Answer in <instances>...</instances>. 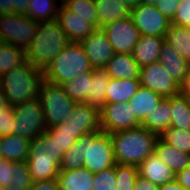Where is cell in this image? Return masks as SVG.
Instances as JSON below:
<instances>
[{
  "label": "cell",
  "mask_w": 190,
  "mask_h": 190,
  "mask_svg": "<svg viewBox=\"0 0 190 190\" xmlns=\"http://www.w3.org/2000/svg\"><path fill=\"white\" fill-rule=\"evenodd\" d=\"M109 135L116 163L135 166L154 153L159 138L158 134L141 126Z\"/></svg>",
  "instance_id": "obj_1"
},
{
  "label": "cell",
  "mask_w": 190,
  "mask_h": 190,
  "mask_svg": "<svg viewBox=\"0 0 190 190\" xmlns=\"http://www.w3.org/2000/svg\"><path fill=\"white\" fill-rule=\"evenodd\" d=\"M70 42L57 20L39 22L37 34L26 50L27 61L44 72Z\"/></svg>",
  "instance_id": "obj_2"
},
{
  "label": "cell",
  "mask_w": 190,
  "mask_h": 190,
  "mask_svg": "<svg viewBox=\"0 0 190 190\" xmlns=\"http://www.w3.org/2000/svg\"><path fill=\"white\" fill-rule=\"evenodd\" d=\"M63 154L47 131L31 140L26 162L32 182L57 179Z\"/></svg>",
  "instance_id": "obj_3"
},
{
  "label": "cell",
  "mask_w": 190,
  "mask_h": 190,
  "mask_svg": "<svg viewBox=\"0 0 190 190\" xmlns=\"http://www.w3.org/2000/svg\"><path fill=\"white\" fill-rule=\"evenodd\" d=\"M44 80L43 71L33 67L28 61L0 77V86L9 105L39 98Z\"/></svg>",
  "instance_id": "obj_4"
},
{
  "label": "cell",
  "mask_w": 190,
  "mask_h": 190,
  "mask_svg": "<svg viewBox=\"0 0 190 190\" xmlns=\"http://www.w3.org/2000/svg\"><path fill=\"white\" fill-rule=\"evenodd\" d=\"M80 42H70L53 59L43 72L44 80L61 85L67 80L74 79L77 75L93 71Z\"/></svg>",
  "instance_id": "obj_5"
},
{
  "label": "cell",
  "mask_w": 190,
  "mask_h": 190,
  "mask_svg": "<svg viewBox=\"0 0 190 190\" xmlns=\"http://www.w3.org/2000/svg\"><path fill=\"white\" fill-rule=\"evenodd\" d=\"M77 141L81 145L83 167L93 174L115 166L113 145L108 133L92 131L81 135Z\"/></svg>",
  "instance_id": "obj_6"
},
{
  "label": "cell",
  "mask_w": 190,
  "mask_h": 190,
  "mask_svg": "<svg viewBox=\"0 0 190 190\" xmlns=\"http://www.w3.org/2000/svg\"><path fill=\"white\" fill-rule=\"evenodd\" d=\"M39 100L46 129L64 122L77 103L64 92L61 85L46 80L42 82Z\"/></svg>",
  "instance_id": "obj_7"
},
{
  "label": "cell",
  "mask_w": 190,
  "mask_h": 190,
  "mask_svg": "<svg viewBox=\"0 0 190 190\" xmlns=\"http://www.w3.org/2000/svg\"><path fill=\"white\" fill-rule=\"evenodd\" d=\"M43 108L39 98L14 105L13 134L29 141L46 131Z\"/></svg>",
  "instance_id": "obj_8"
},
{
  "label": "cell",
  "mask_w": 190,
  "mask_h": 190,
  "mask_svg": "<svg viewBox=\"0 0 190 190\" xmlns=\"http://www.w3.org/2000/svg\"><path fill=\"white\" fill-rule=\"evenodd\" d=\"M38 23L24 14H3L0 15V34L5 43L26 51L37 34Z\"/></svg>",
  "instance_id": "obj_9"
},
{
  "label": "cell",
  "mask_w": 190,
  "mask_h": 190,
  "mask_svg": "<svg viewBox=\"0 0 190 190\" xmlns=\"http://www.w3.org/2000/svg\"><path fill=\"white\" fill-rule=\"evenodd\" d=\"M129 102L106 103L100 110L101 130L108 134L141 126Z\"/></svg>",
  "instance_id": "obj_10"
},
{
  "label": "cell",
  "mask_w": 190,
  "mask_h": 190,
  "mask_svg": "<svg viewBox=\"0 0 190 190\" xmlns=\"http://www.w3.org/2000/svg\"><path fill=\"white\" fill-rule=\"evenodd\" d=\"M54 127L56 129H69L78 138L83 134L101 130L100 110L84 102L76 103L64 122Z\"/></svg>",
  "instance_id": "obj_11"
},
{
  "label": "cell",
  "mask_w": 190,
  "mask_h": 190,
  "mask_svg": "<svg viewBox=\"0 0 190 190\" xmlns=\"http://www.w3.org/2000/svg\"><path fill=\"white\" fill-rule=\"evenodd\" d=\"M130 17L140 35L165 37L171 20L162 15L155 6L140 4L131 9Z\"/></svg>",
  "instance_id": "obj_12"
},
{
  "label": "cell",
  "mask_w": 190,
  "mask_h": 190,
  "mask_svg": "<svg viewBox=\"0 0 190 190\" xmlns=\"http://www.w3.org/2000/svg\"><path fill=\"white\" fill-rule=\"evenodd\" d=\"M115 53H132L140 33L130 16L102 27Z\"/></svg>",
  "instance_id": "obj_13"
},
{
  "label": "cell",
  "mask_w": 190,
  "mask_h": 190,
  "mask_svg": "<svg viewBox=\"0 0 190 190\" xmlns=\"http://www.w3.org/2000/svg\"><path fill=\"white\" fill-rule=\"evenodd\" d=\"M139 82L141 86L162 95L164 98L179 93V85L172 79L159 60L140 68Z\"/></svg>",
  "instance_id": "obj_14"
},
{
  "label": "cell",
  "mask_w": 190,
  "mask_h": 190,
  "mask_svg": "<svg viewBox=\"0 0 190 190\" xmlns=\"http://www.w3.org/2000/svg\"><path fill=\"white\" fill-rule=\"evenodd\" d=\"M80 44L94 69H103L115 54L102 28H96Z\"/></svg>",
  "instance_id": "obj_15"
},
{
  "label": "cell",
  "mask_w": 190,
  "mask_h": 190,
  "mask_svg": "<svg viewBox=\"0 0 190 190\" xmlns=\"http://www.w3.org/2000/svg\"><path fill=\"white\" fill-rule=\"evenodd\" d=\"M56 20L71 42H80L97 28L93 23L88 22L87 18L76 15L63 3L59 6Z\"/></svg>",
  "instance_id": "obj_16"
},
{
  "label": "cell",
  "mask_w": 190,
  "mask_h": 190,
  "mask_svg": "<svg viewBox=\"0 0 190 190\" xmlns=\"http://www.w3.org/2000/svg\"><path fill=\"white\" fill-rule=\"evenodd\" d=\"M164 42V37L140 35L139 40L131 53L140 68L159 60Z\"/></svg>",
  "instance_id": "obj_17"
},
{
  "label": "cell",
  "mask_w": 190,
  "mask_h": 190,
  "mask_svg": "<svg viewBox=\"0 0 190 190\" xmlns=\"http://www.w3.org/2000/svg\"><path fill=\"white\" fill-rule=\"evenodd\" d=\"M138 174L158 186L175 180V173L154 153L138 165Z\"/></svg>",
  "instance_id": "obj_18"
},
{
  "label": "cell",
  "mask_w": 190,
  "mask_h": 190,
  "mask_svg": "<svg viewBox=\"0 0 190 190\" xmlns=\"http://www.w3.org/2000/svg\"><path fill=\"white\" fill-rule=\"evenodd\" d=\"M103 69L113 79H139L140 66L131 53H115Z\"/></svg>",
  "instance_id": "obj_19"
},
{
  "label": "cell",
  "mask_w": 190,
  "mask_h": 190,
  "mask_svg": "<svg viewBox=\"0 0 190 190\" xmlns=\"http://www.w3.org/2000/svg\"><path fill=\"white\" fill-rule=\"evenodd\" d=\"M159 61L178 85L183 82L190 69V62L185 60L173 47L165 42L162 45Z\"/></svg>",
  "instance_id": "obj_20"
},
{
  "label": "cell",
  "mask_w": 190,
  "mask_h": 190,
  "mask_svg": "<svg viewBox=\"0 0 190 190\" xmlns=\"http://www.w3.org/2000/svg\"><path fill=\"white\" fill-rule=\"evenodd\" d=\"M57 182L59 190H92L94 174L85 167L60 171L57 176Z\"/></svg>",
  "instance_id": "obj_21"
},
{
  "label": "cell",
  "mask_w": 190,
  "mask_h": 190,
  "mask_svg": "<svg viewBox=\"0 0 190 190\" xmlns=\"http://www.w3.org/2000/svg\"><path fill=\"white\" fill-rule=\"evenodd\" d=\"M98 16V28L130 16L131 9L122 0H94Z\"/></svg>",
  "instance_id": "obj_22"
},
{
  "label": "cell",
  "mask_w": 190,
  "mask_h": 190,
  "mask_svg": "<svg viewBox=\"0 0 190 190\" xmlns=\"http://www.w3.org/2000/svg\"><path fill=\"white\" fill-rule=\"evenodd\" d=\"M163 98L162 95L140 85L136 93L128 102L137 120L141 123L145 116L150 115Z\"/></svg>",
  "instance_id": "obj_23"
},
{
  "label": "cell",
  "mask_w": 190,
  "mask_h": 190,
  "mask_svg": "<svg viewBox=\"0 0 190 190\" xmlns=\"http://www.w3.org/2000/svg\"><path fill=\"white\" fill-rule=\"evenodd\" d=\"M31 141L16 134L0 136L3 159L12 162L27 161Z\"/></svg>",
  "instance_id": "obj_24"
},
{
  "label": "cell",
  "mask_w": 190,
  "mask_h": 190,
  "mask_svg": "<svg viewBox=\"0 0 190 190\" xmlns=\"http://www.w3.org/2000/svg\"><path fill=\"white\" fill-rule=\"evenodd\" d=\"M154 154L174 173L185 169L190 164V154L178 151L160 137L156 141Z\"/></svg>",
  "instance_id": "obj_25"
},
{
  "label": "cell",
  "mask_w": 190,
  "mask_h": 190,
  "mask_svg": "<svg viewBox=\"0 0 190 190\" xmlns=\"http://www.w3.org/2000/svg\"><path fill=\"white\" fill-rule=\"evenodd\" d=\"M170 119V97H165L150 115L145 116L144 120L141 122V127L160 136L168 127H170Z\"/></svg>",
  "instance_id": "obj_26"
},
{
  "label": "cell",
  "mask_w": 190,
  "mask_h": 190,
  "mask_svg": "<svg viewBox=\"0 0 190 190\" xmlns=\"http://www.w3.org/2000/svg\"><path fill=\"white\" fill-rule=\"evenodd\" d=\"M140 86L139 79L110 78L106 92V103L128 102Z\"/></svg>",
  "instance_id": "obj_27"
},
{
  "label": "cell",
  "mask_w": 190,
  "mask_h": 190,
  "mask_svg": "<svg viewBox=\"0 0 190 190\" xmlns=\"http://www.w3.org/2000/svg\"><path fill=\"white\" fill-rule=\"evenodd\" d=\"M110 77L104 69H94L90 82V95L86 98V103L101 110L106 104V92Z\"/></svg>",
  "instance_id": "obj_28"
},
{
  "label": "cell",
  "mask_w": 190,
  "mask_h": 190,
  "mask_svg": "<svg viewBox=\"0 0 190 190\" xmlns=\"http://www.w3.org/2000/svg\"><path fill=\"white\" fill-rule=\"evenodd\" d=\"M164 38L165 43L190 62V28L171 23Z\"/></svg>",
  "instance_id": "obj_29"
},
{
  "label": "cell",
  "mask_w": 190,
  "mask_h": 190,
  "mask_svg": "<svg viewBox=\"0 0 190 190\" xmlns=\"http://www.w3.org/2000/svg\"><path fill=\"white\" fill-rule=\"evenodd\" d=\"M170 127L190 130V106L186 96L178 93L170 96Z\"/></svg>",
  "instance_id": "obj_30"
},
{
  "label": "cell",
  "mask_w": 190,
  "mask_h": 190,
  "mask_svg": "<svg viewBox=\"0 0 190 190\" xmlns=\"http://www.w3.org/2000/svg\"><path fill=\"white\" fill-rule=\"evenodd\" d=\"M92 71L81 73L74 79L67 80L61 84L64 92L77 103H86V98L90 95V82Z\"/></svg>",
  "instance_id": "obj_31"
},
{
  "label": "cell",
  "mask_w": 190,
  "mask_h": 190,
  "mask_svg": "<svg viewBox=\"0 0 190 190\" xmlns=\"http://www.w3.org/2000/svg\"><path fill=\"white\" fill-rule=\"evenodd\" d=\"M60 4V0H30L26 15L37 22L56 20Z\"/></svg>",
  "instance_id": "obj_32"
},
{
  "label": "cell",
  "mask_w": 190,
  "mask_h": 190,
  "mask_svg": "<svg viewBox=\"0 0 190 190\" xmlns=\"http://www.w3.org/2000/svg\"><path fill=\"white\" fill-rule=\"evenodd\" d=\"M27 62L26 51L4 43L0 46V77Z\"/></svg>",
  "instance_id": "obj_33"
},
{
  "label": "cell",
  "mask_w": 190,
  "mask_h": 190,
  "mask_svg": "<svg viewBox=\"0 0 190 190\" xmlns=\"http://www.w3.org/2000/svg\"><path fill=\"white\" fill-rule=\"evenodd\" d=\"M32 184L26 161L12 162L11 183L3 190H30Z\"/></svg>",
  "instance_id": "obj_34"
},
{
  "label": "cell",
  "mask_w": 190,
  "mask_h": 190,
  "mask_svg": "<svg viewBox=\"0 0 190 190\" xmlns=\"http://www.w3.org/2000/svg\"><path fill=\"white\" fill-rule=\"evenodd\" d=\"M159 137L178 151L190 154V130L168 127Z\"/></svg>",
  "instance_id": "obj_35"
},
{
  "label": "cell",
  "mask_w": 190,
  "mask_h": 190,
  "mask_svg": "<svg viewBox=\"0 0 190 190\" xmlns=\"http://www.w3.org/2000/svg\"><path fill=\"white\" fill-rule=\"evenodd\" d=\"M69 10L82 18H87L88 22L93 23L98 28V16L94 0H62Z\"/></svg>",
  "instance_id": "obj_36"
},
{
  "label": "cell",
  "mask_w": 190,
  "mask_h": 190,
  "mask_svg": "<svg viewBox=\"0 0 190 190\" xmlns=\"http://www.w3.org/2000/svg\"><path fill=\"white\" fill-rule=\"evenodd\" d=\"M138 175V166L116 163L117 190H133Z\"/></svg>",
  "instance_id": "obj_37"
},
{
  "label": "cell",
  "mask_w": 190,
  "mask_h": 190,
  "mask_svg": "<svg viewBox=\"0 0 190 190\" xmlns=\"http://www.w3.org/2000/svg\"><path fill=\"white\" fill-rule=\"evenodd\" d=\"M81 145L76 141L66 152H64L59 170L69 171L83 167Z\"/></svg>",
  "instance_id": "obj_38"
},
{
  "label": "cell",
  "mask_w": 190,
  "mask_h": 190,
  "mask_svg": "<svg viewBox=\"0 0 190 190\" xmlns=\"http://www.w3.org/2000/svg\"><path fill=\"white\" fill-rule=\"evenodd\" d=\"M115 166L94 174L92 190H117Z\"/></svg>",
  "instance_id": "obj_39"
},
{
  "label": "cell",
  "mask_w": 190,
  "mask_h": 190,
  "mask_svg": "<svg viewBox=\"0 0 190 190\" xmlns=\"http://www.w3.org/2000/svg\"><path fill=\"white\" fill-rule=\"evenodd\" d=\"M46 131L56 140L59 150L66 152L77 140L74 132L69 129H56L54 126L49 127Z\"/></svg>",
  "instance_id": "obj_40"
},
{
  "label": "cell",
  "mask_w": 190,
  "mask_h": 190,
  "mask_svg": "<svg viewBox=\"0 0 190 190\" xmlns=\"http://www.w3.org/2000/svg\"><path fill=\"white\" fill-rule=\"evenodd\" d=\"M30 0H0V15L18 13L27 14Z\"/></svg>",
  "instance_id": "obj_41"
},
{
  "label": "cell",
  "mask_w": 190,
  "mask_h": 190,
  "mask_svg": "<svg viewBox=\"0 0 190 190\" xmlns=\"http://www.w3.org/2000/svg\"><path fill=\"white\" fill-rule=\"evenodd\" d=\"M13 105H7L5 108L0 109V136L13 134Z\"/></svg>",
  "instance_id": "obj_42"
},
{
  "label": "cell",
  "mask_w": 190,
  "mask_h": 190,
  "mask_svg": "<svg viewBox=\"0 0 190 190\" xmlns=\"http://www.w3.org/2000/svg\"><path fill=\"white\" fill-rule=\"evenodd\" d=\"M171 23L190 28V0H181Z\"/></svg>",
  "instance_id": "obj_43"
},
{
  "label": "cell",
  "mask_w": 190,
  "mask_h": 190,
  "mask_svg": "<svg viewBox=\"0 0 190 190\" xmlns=\"http://www.w3.org/2000/svg\"><path fill=\"white\" fill-rule=\"evenodd\" d=\"M180 3L181 0H159L155 7L162 15L172 20Z\"/></svg>",
  "instance_id": "obj_44"
},
{
  "label": "cell",
  "mask_w": 190,
  "mask_h": 190,
  "mask_svg": "<svg viewBox=\"0 0 190 190\" xmlns=\"http://www.w3.org/2000/svg\"><path fill=\"white\" fill-rule=\"evenodd\" d=\"M12 161L0 160V187H7L11 183Z\"/></svg>",
  "instance_id": "obj_45"
},
{
  "label": "cell",
  "mask_w": 190,
  "mask_h": 190,
  "mask_svg": "<svg viewBox=\"0 0 190 190\" xmlns=\"http://www.w3.org/2000/svg\"><path fill=\"white\" fill-rule=\"evenodd\" d=\"M30 190H59L57 179L32 182Z\"/></svg>",
  "instance_id": "obj_46"
},
{
  "label": "cell",
  "mask_w": 190,
  "mask_h": 190,
  "mask_svg": "<svg viewBox=\"0 0 190 190\" xmlns=\"http://www.w3.org/2000/svg\"><path fill=\"white\" fill-rule=\"evenodd\" d=\"M175 181L186 190H190V164L185 169L175 173Z\"/></svg>",
  "instance_id": "obj_47"
},
{
  "label": "cell",
  "mask_w": 190,
  "mask_h": 190,
  "mask_svg": "<svg viewBox=\"0 0 190 190\" xmlns=\"http://www.w3.org/2000/svg\"><path fill=\"white\" fill-rule=\"evenodd\" d=\"M133 190H159V186L138 175Z\"/></svg>",
  "instance_id": "obj_48"
},
{
  "label": "cell",
  "mask_w": 190,
  "mask_h": 190,
  "mask_svg": "<svg viewBox=\"0 0 190 190\" xmlns=\"http://www.w3.org/2000/svg\"><path fill=\"white\" fill-rule=\"evenodd\" d=\"M179 93L182 95H190V69L184 77L183 82L179 85Z\"/></svg>",
  "instance_id": "obj_49"
},
{
  "label": "cell",
  "mask_w": 190,
  "mask_h": 190,
  "mask_svg": "<svg viewBox=\"0 0 190 190\" xmlns=\"http://www.w3.org/2000/svg\"><path fill=\"white\" fill-rule=\"evenodd\" d=\"M159 190H186V189L174 180L172 182L159 186Z\"/></svg>",
  "instance_id": "obj_50"
},
{
  "label": "cell",
  "mask_w": 190,
  "mask_h": 190,
  "mask_svg": "<svg viewBox=\"0 0 190 190\" xmlns=\"http://www.w3.org/2000/svg\"><path fill=\"white\" fill-rule=\"evenodd\" d=\"M8 105L7 98L4 94V91L2 90L0 86V109L5 108Z\"/></svg>",
  "instance_id": "obj_51"
},
{
  "label": "cell",
  "mask_w": 190,
  "mask_h": 190,
  "mask_svg": "<svg viewBox=\"0 0 190 190\" xmlns=\"http://www.w3.org/2000/svg\"><path fill=\"white\" fill-rule=\"evenodd\" d=\"M130 9L141 4V0H122Z\"/></svg>",
  "instance_id": "obj_52"
},
{
  "label": "cell",
  "mask_w": 190,
  "mask_h": 190,
  "mask_svg": "<svg viewBox=\"0 0 190 190\" xmlns=\"http://www.w3.org/2000/svg\"><path fill=\"white\" fill-rule=\"evenodd\" d=\"M159 0H141L142 4L155 6Z\"/></svg>",
  "instance_id": "obj_53"
},
{
  "label": "cell",
  "mask_w": 190,
  "mask_h": 190,
  "mask_svg": "<svg viewBox=\"0 0 190 190\" xmlns=\"http://www.w3.org/2000/svg\"><path fill=\"white\" fill-rule=\"evenodd\" d=\"M5 42H4V39H3V37L1 36V34H0V46L1 45H3Z\"/></svg>",
  "instance_id": "obj_54"
},
{
  "label": "cell",
  "mask_w": 190,
  "mask_h": 190,
  "mask_svg": "<svg viewBox=\"0 0 190 190\" xmlns=\"http://www.w3.org/2000/svg\"><path fill=\"white\" fill-rule=\"evenodd\" d=\"M184 96H186L188 103H189V106H190V95H184Z\"/></svg>",
  "instance_id": "obj_55"
},
{
  "label": "cell",
  "mask_w": 190,
  "mask_h": 190,
  "mask_svg": "<svg viewBox=\"0 0 190 190\" xmlns=\"http://www.w3.org/2000/svg\"><path fill=\"white\" fill-rule=\"evenodd\" d=\"M3 159L2 154H1V146H0V160Z\"/></svg>",
  "instance_id": "obj_56"
}]
</instances>
